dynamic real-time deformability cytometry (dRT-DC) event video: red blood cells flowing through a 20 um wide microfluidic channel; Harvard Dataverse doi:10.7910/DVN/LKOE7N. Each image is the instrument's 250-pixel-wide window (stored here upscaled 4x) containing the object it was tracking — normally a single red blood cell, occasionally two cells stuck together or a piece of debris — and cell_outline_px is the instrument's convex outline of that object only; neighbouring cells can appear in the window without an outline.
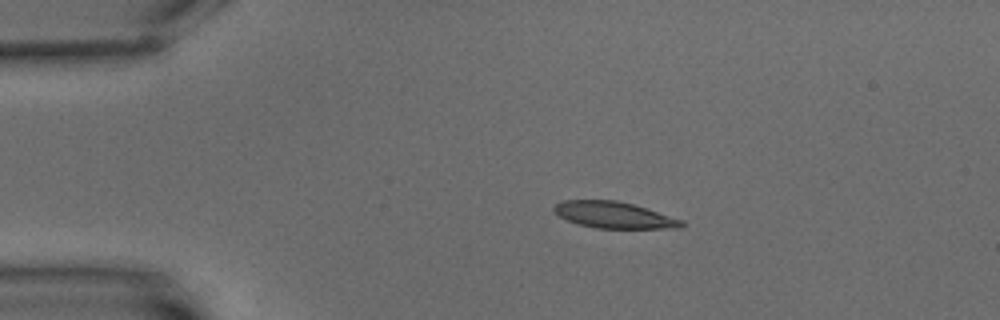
{"species": "common noctule bat (a hibernating species)", "species_latin": "Nyctalus noctula", "temperature_condition": "warm", "stored_images_in_passage": 7, "camera_frame_rate_fps": 3000, "um_per_image_px": 0.085, "animal": {"sex": "male", "body_mass_g": 15.6}, "frame": {"image": 1, "passage_image": 2, "time_ms": 2.0, "image_size_px": [1000, 320], "cell_outline_px": [[684, 224], [680, 228], [596, 228], [580, 224], [568, 220], [560, 216], [552, 208], [556, 204], [564, 200], [616, 200], [632, 204], [684, 220]], "centroid_in_image_um": [52.2, 18.27], "position_along_channel_um": 32.8, "area_um2": 19.36}}
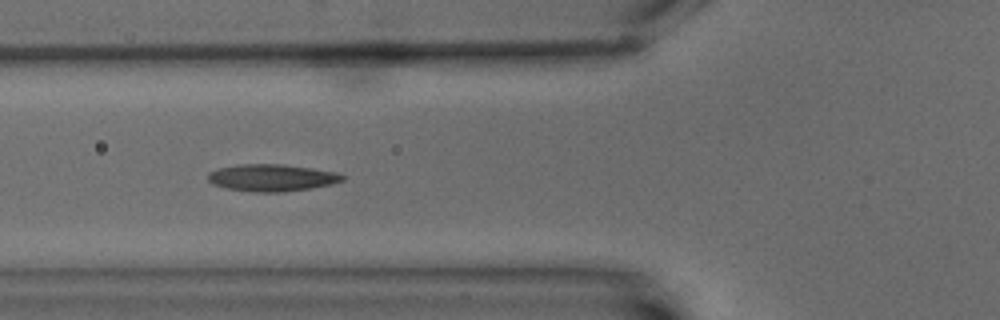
{"frame": {"image": 2, "passage_image": 5, "time_ms": 5.667, "image_size_px": [1000, 320], "cell_outline_px": [[344, 180], [332, 184], [308, 188], [280, 192], [256, 192], [228, 188], [212, 184], [208, 180], [208, 172], [216, 168], [236, 164], [284, 164], [312, 168], [336, 172], [344, 176]], "centroid_in_image_um": [23.07, 15.09], "position_along_channel_um": 102.7, "area_um2": 21.15}}
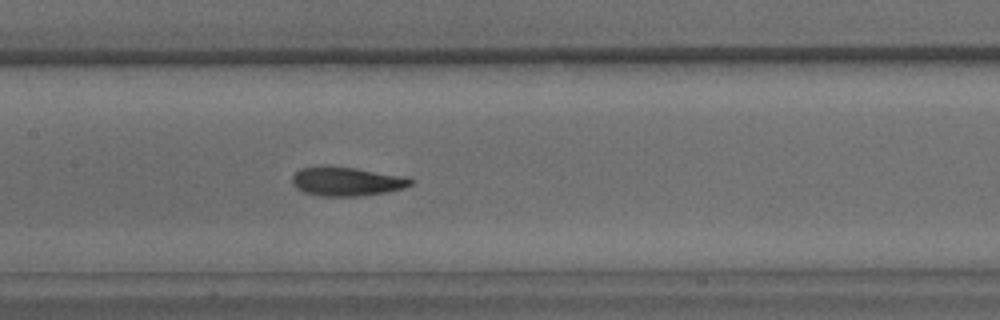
{"frame": {"image": 3, "passage_image": 7, "time_ms": 8.0, "image_size_px": [1000, 320], "cell_outline_px": [[416, 180], [412, 184], [404, 188], [388, 192], [360, 196], [320, 196], [304, 192], [296, 188], [292, 184], [292, 176], [300, 168], [356, 168], [408, 176]], "centroid_in_image_um": [29.56, 15.45], "position_along_channel_um": 177.8, "area_um2": 19.83}}